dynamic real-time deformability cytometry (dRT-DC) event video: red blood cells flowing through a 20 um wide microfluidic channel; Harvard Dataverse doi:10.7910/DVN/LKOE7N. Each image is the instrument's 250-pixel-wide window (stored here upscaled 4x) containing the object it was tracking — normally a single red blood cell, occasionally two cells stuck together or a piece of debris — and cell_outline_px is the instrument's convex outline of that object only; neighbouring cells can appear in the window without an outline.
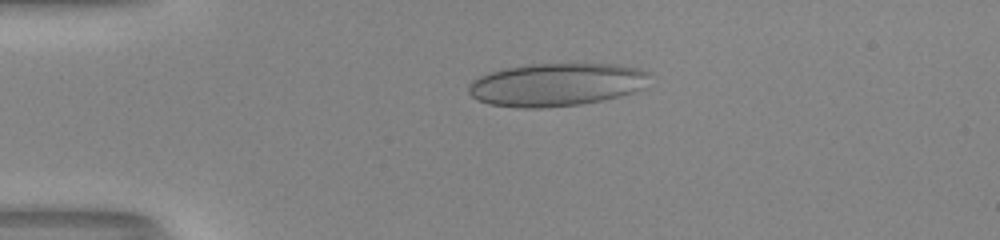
{"species": "human", "species_latin": "Homo sapiens", "temperature_condition": "room temperature", "stored_images_in_passage": 53, "camera_frame_rate_fps": 3000, "um_per_image_px": 0.085, "donor": {"sex": "male"}, "frame": {"image": 1, "passage_image": 13, "time_ms": 4.0, "image_size_px": [1000, 240], "cell_outline_px": [[648, 72], [644, 88], [620, 96], [580, 104], [544, 108], [516, 108], [488, 104], [472, 96], [468, 92], [468, 88], [472, 80], [480, 76], [492, 72], [508, 68], [528, 64], [616, 64], [640, 68]], "centroid_in_image_um": [47.28, 7.2], "position_along_channel_um": 37.7, "area_um2": 45.14}}
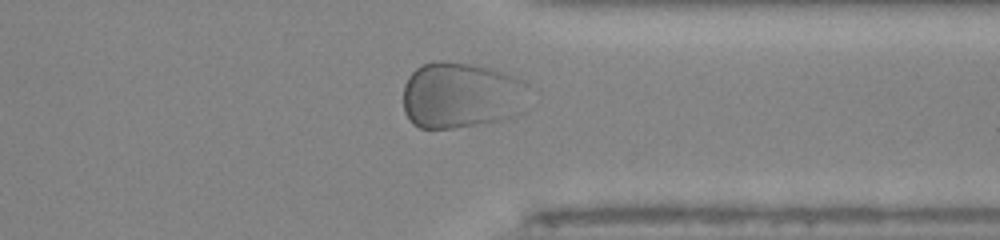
{"frame": {"image": 2, "passage_image": 42, "time_ms": 13.667, "image_size_px": [1000, 240], "cell_outline_px": [[528, 84], [524, 112], [516, 116], [500, 120], [452, 128], [420, 128], [412, 124], [408, 120], [404, 112], [404, 84], [408, 76], [420, 64], [436, 60], [440, 60], [468, 64], [488, 68], [504, 72], [524, 80]], "centroid_in_image_um": [39.2, 8.1], "position_along_channel_um": 372.2, "area_um2": 49.01}}
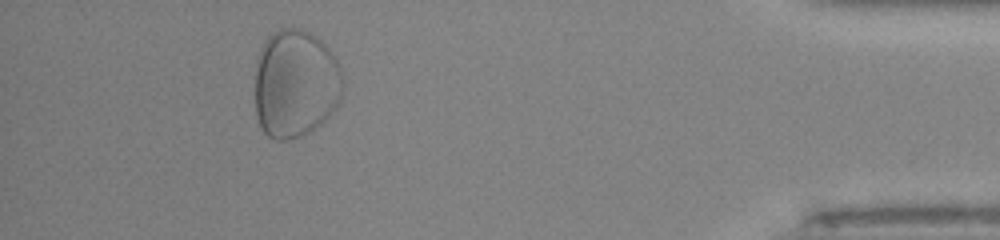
{"frame": {"image": 3, "passage_image": 49, "time_ms": 16.0, "image_size_px": [1000, 240], "cell_outline_px": [[344, 88], [340, 100], [336, 108], [312, 132], [304, 136], [288, 140], [276, 140], [268, 136], [264, 132], [256, 116], [256, 60], [260, 48], [268, 36], [276, 28], [300, 28], [308, 32], [320, 40], [332, 52], [340, 68], [344, 80]], "centroid_in_image_um": [25.12, 7.12], "position_along_channel_um": 410.1, "area_um2": 56.24}}